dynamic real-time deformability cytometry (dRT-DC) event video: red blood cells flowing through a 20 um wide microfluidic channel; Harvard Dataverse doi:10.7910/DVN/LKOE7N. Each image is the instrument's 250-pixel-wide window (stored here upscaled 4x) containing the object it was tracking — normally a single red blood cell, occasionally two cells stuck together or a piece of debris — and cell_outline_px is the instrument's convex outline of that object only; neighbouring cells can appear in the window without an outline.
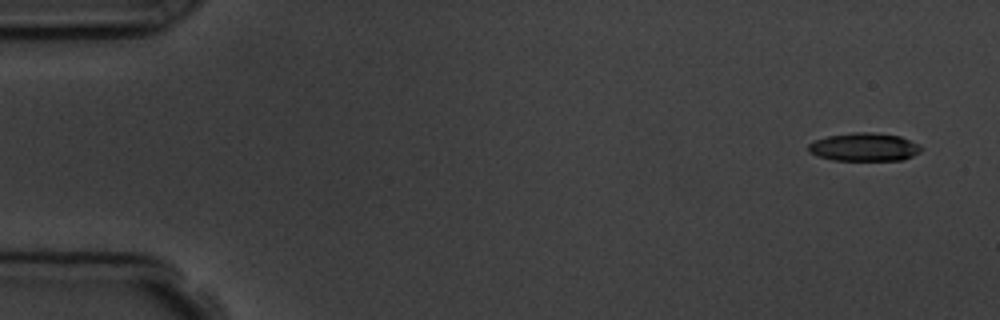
{"species": "common noctule bat (a hibernating species)", "species_latin": "Nyctalus noctula", "temperature_condition": "room temperature", "stored_images_in_passage": 4, "camera_frame_rate_fps": 3000, "um_per_image_px": 0.085, "animal": {"sex": "male", "body_mass_g": 19.5, "forearm_length_mm": 54.6}, "frame": {"image": 1, "passage_image": 1, "time_ms": 0.0, "image_size_px": [1000, 320], "cell_outline_px": [[924, 148], [920, 152], [904, 160], [832, 160], [816, 156], [808, 152], [808, 144], [816, 140], [828, 136], [852, 132], [872, 132], [900, 136], [920, 144]], "centroid_in_image_um": [73.47, 12.5], "position_along_channel_um": 11.5, "area_um2": 18.73}}